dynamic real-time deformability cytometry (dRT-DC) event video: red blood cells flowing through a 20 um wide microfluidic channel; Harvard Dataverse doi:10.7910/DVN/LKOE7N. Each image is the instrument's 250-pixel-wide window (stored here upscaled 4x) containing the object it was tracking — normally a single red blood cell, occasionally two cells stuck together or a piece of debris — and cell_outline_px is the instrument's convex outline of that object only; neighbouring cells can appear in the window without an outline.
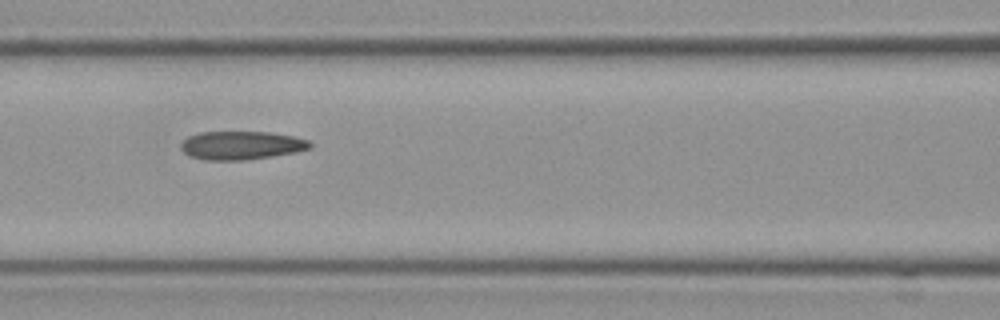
{"species": "Egyptian fruit bat (a non-hibernating species)", "species_latin": "Rousettus aegyptiacus", "temperature_condition": "cold", "stored_images_in_passage": 14, "camera_frame_rate_fps": 3000, "um_per_image_px": 0.085, "frame": {"image": 1, "passage_image": 7, "time_ms": 2.0, "image_size_px": [1000, 320], "cell_outline_px": [[312, 148], [296, 152], [272, 156], [240, 160], [208, 160], [192, 156], [184, 152], [180, 148], [180, 144], [188, 136], [200, 132], [268, 132], [296, 136], [308, 140], [312, 144]], "centroid_in_image_um": [20.54, 12.34], "position_along_channel_um": 146.1, "area_um2": 21.33}}
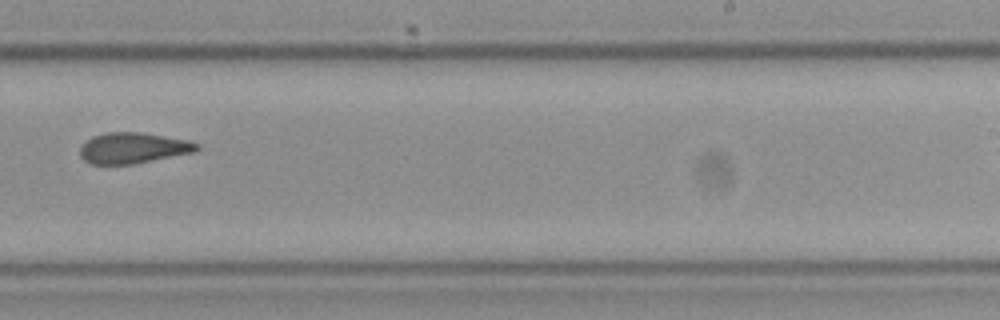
{"frame": {"image": 2, "passage_image": 10, "time_ms": 3.0, "image_size_px": [1000, 320], "cell_outline_px": [[200, 148], [196, 152], [132, 164], [92, 164], [84, 160], [80, 156], [80, 148], [92, 136], [108, 132], [140, 132], [188, 140], [200, 144]], "centroid_in_image_um": [11.34, 12.58], "position_along_channel_um": 277.7, "area_um2": 20.92}}
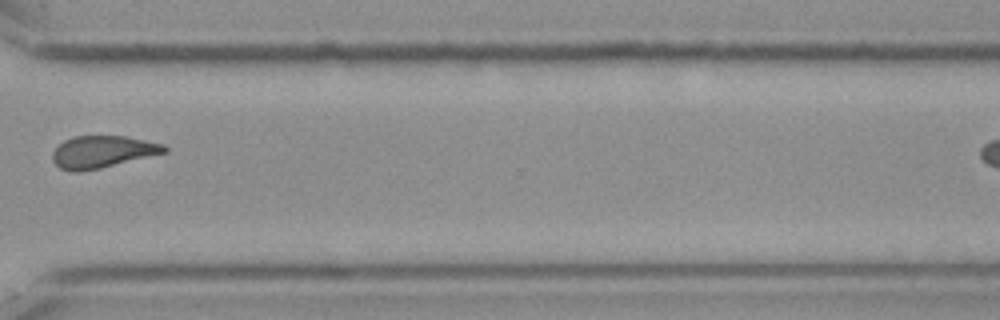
{"frame": {"image": 3, "passage_image": 12, "time_ms": 3.667, "image_size_px": [1000, 320], "cell_outline_px": [[168, 152], [100, 168], [80, 172], [68, 172], [60, 168], [52, 160], [52, 152], [64, 140], [72, 136], [124, 136], [164, 144], [168, 148]], "centroid_in_image_um": [8.69, 12.91], "position_along_channel_um": 361.9, "area_um2": 20.98}}